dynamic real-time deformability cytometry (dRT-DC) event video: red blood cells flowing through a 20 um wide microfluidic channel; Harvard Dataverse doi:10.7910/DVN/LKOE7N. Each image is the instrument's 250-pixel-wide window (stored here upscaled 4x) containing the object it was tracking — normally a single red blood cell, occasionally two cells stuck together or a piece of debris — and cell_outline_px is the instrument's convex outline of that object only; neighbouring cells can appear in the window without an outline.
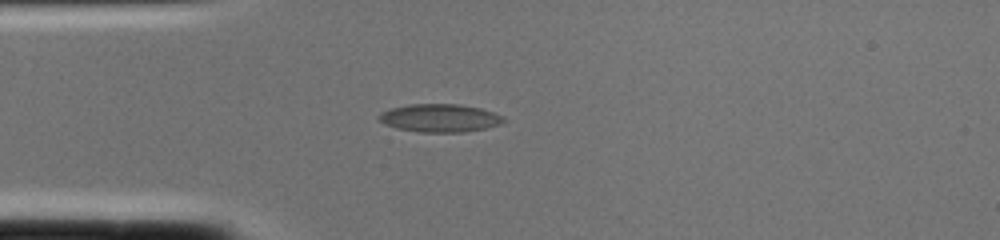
{"species": "common noctule bat (a hibernating species)", "species_latin": "Nyctalus noctula", "temperature_condition": "cold", "stored_images_in_passage": 1, "camera_frame_rate_fps": 3000, "um_per_image_px": 0.085, "animal": {"sex": "female", "body_mass_g": 22.0, "forearm_length_mm": 56.7}, "frame": {"image": 1, "passage_image": 1, "time_ms": 0.0, "image_size_px": [1000, 240], "cell_outline_px": [[508, 120], [500, 124], [484, 128], [464, 132], [420, 132], [396, 128], [384, 124], [376, 116], [380, 112], [392, 108], [408, 104], [460, 104], [480, 108], [504, 116]], "centroid_in_image_um": [37.38, 10.03], "position_along_channel_um": 47.6, "area_um2": 20.46}}